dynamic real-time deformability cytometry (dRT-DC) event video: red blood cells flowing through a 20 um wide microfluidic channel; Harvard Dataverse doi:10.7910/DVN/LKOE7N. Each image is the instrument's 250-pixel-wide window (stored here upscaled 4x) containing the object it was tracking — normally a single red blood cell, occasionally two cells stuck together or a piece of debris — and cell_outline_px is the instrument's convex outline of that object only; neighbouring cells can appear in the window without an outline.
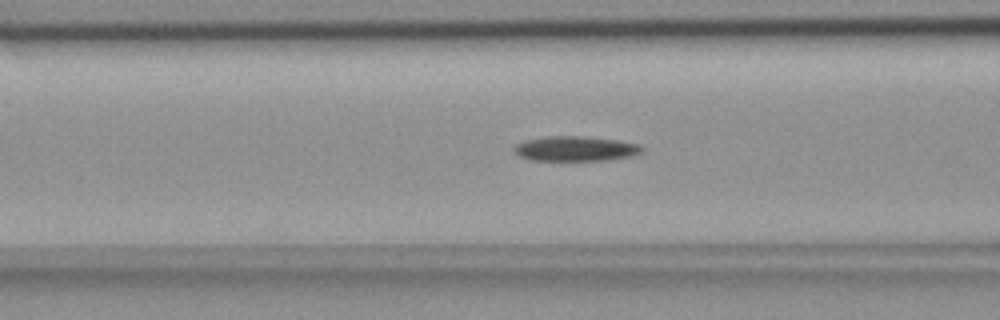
{"species": "common noctule bat (a hibernating species)", "species_latin": "Nyctalus noctula", "temperature_condition": "room temperature", "stored_images_in_passage": 53, "camera_frame_rate_fps": 3000, "um_per_image_px": 0.085, "animal": {"sex": "female", "body_mass_g": 18.4}, "frame": {"image": 1, "passage_image": 20, "time_ms": 6.333, "image_size_px": [1000, 320], "cell_outline_px": [[644, 148], [640, 152], [632, 156], [608, 160], [528, 160], [520, 156], [512, 148], [516, 144], [524, 140], [548, 136], [584, 136], [620, 140], [640, 144]], "centroid_in_image_um": [48.93, 12.63], "position_along_channel_um": 117.7, "area_um2": 18.67}}
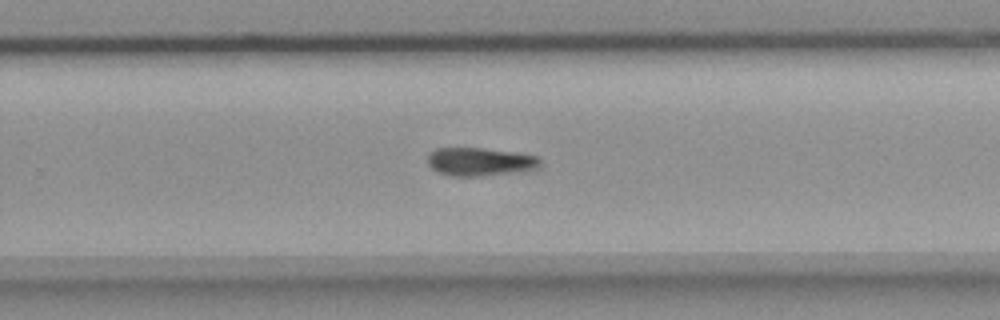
{"frame": {"image": 2, "passage_image": 34, "time_ms": 11.0, "image_size_px": [1000, 320], "cell_outline_px": [[540, 164], [536, 168], [512, 172], [480, 176], [452, 176], [436, 172], [428, 164], [428, 152], [436, 148], [484, 148], [516, 152], [536, 156], [540, 160]], "centroid_in_image_um": [40.73, 13.73], "position_along_channel_um": 289.1, "area_um2": 18.44}}
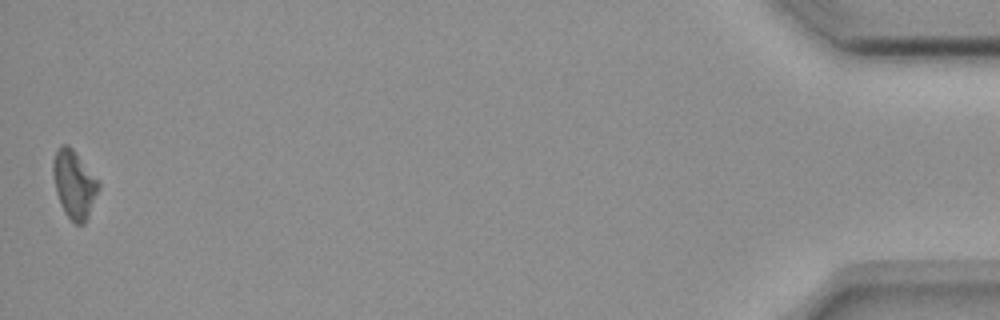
{"frame": {"image": 3, "passage_image": 53, "time_ms": 17.333, "image_size_px": [1000, 320], "cell_outline_px": [[100, 188], [88, 216], [84, 224], [76, 224], [64, 212], [60, 204], [56, 192], [52, 172], [52, 164], [56, 148], [60, 144], [68, 144], [72, 148], [100, 180]], "centroid_in_image_um": [6.31, 15.62], "position_along_channel_um": 428.9, "area_um2": 18.26}, "authors_computed_cell_mechanics": {"area_um2": 18.496, "velocity_mm_per_s": 3.681, "shape_relaxation_time_tau1_ms": null, "shape_relaxation_time_tau2_ms": 5.4389, "deformation_change_tau1": null, "deformation_change_tau2": 0.1329}}